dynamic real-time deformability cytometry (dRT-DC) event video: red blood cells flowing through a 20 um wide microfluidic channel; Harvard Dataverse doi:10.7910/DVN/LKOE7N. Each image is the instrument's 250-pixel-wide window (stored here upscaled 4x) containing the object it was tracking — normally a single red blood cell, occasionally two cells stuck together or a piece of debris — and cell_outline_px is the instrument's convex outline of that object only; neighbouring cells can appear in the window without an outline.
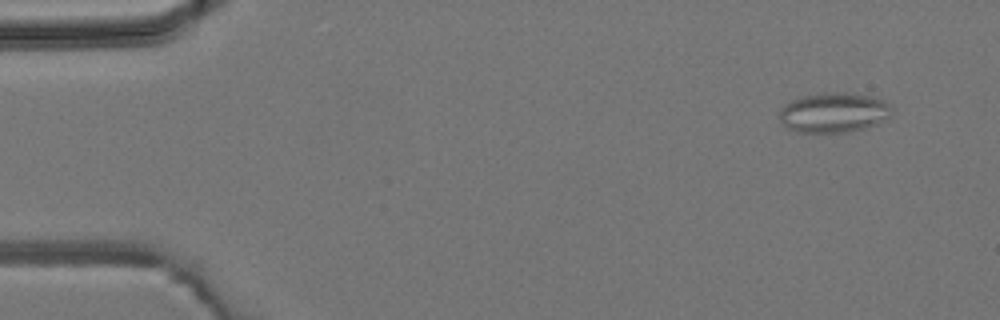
{"species": "common noctule bat (a hibernating species)", "species_latin": "Nyctalus noctula", "temperature_condition": "room temperature", "stored_images_in_passage": 4, "camera_frame_rate_fps": 3000, "um_per_image_px": 0.085, "animal": {"sex": "male", "body_mass_g": 19.2, "forearm_length_mm": 51.8}, "frame": {"image": 1, "passage_image": 1, "time_ms": 0.0, "image_size_px": [1000, 320], "cell_outline_px": [[892, 108], [888, 120], [864, 128], [848, 132], [796, 132], [788, 128], [780, 120], [780, 108], [792, 100], [800, 96], [824, 92], [844, 92], [868, 96], [884, 100]], "centroid_in_image_um": [70.87, 9.56], "position_along_channel_um": 14.1, "area_um2": 26.18}}
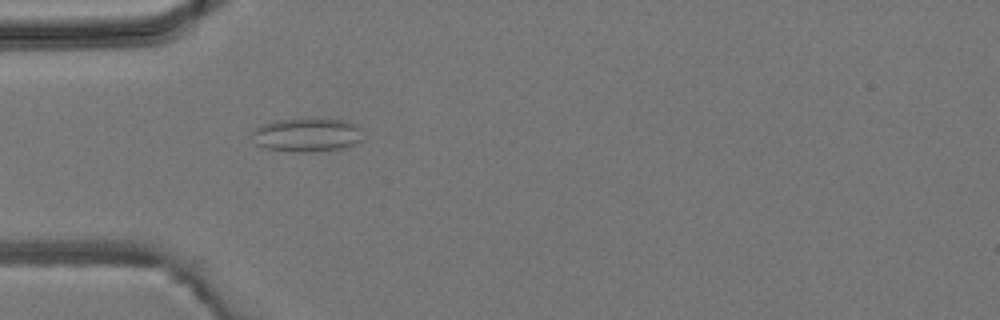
{"frame": {"image": 2, "passage_image": 4, "time_ms": 3.667, "image_size_px": [1000, 320], "cell_outline_px": [[364, 140], [356, 144], [340, 148], [312, 152], [288, 152], [264, 148], [256, 144], [252, 132], [260, 124], [276, 120], [348, 120], [356, 124], [360, 128]], "centroid_in_image_um": [26.11, 11.49], "position_along_channel_um": 58.9, "area_um2": 21.73}}